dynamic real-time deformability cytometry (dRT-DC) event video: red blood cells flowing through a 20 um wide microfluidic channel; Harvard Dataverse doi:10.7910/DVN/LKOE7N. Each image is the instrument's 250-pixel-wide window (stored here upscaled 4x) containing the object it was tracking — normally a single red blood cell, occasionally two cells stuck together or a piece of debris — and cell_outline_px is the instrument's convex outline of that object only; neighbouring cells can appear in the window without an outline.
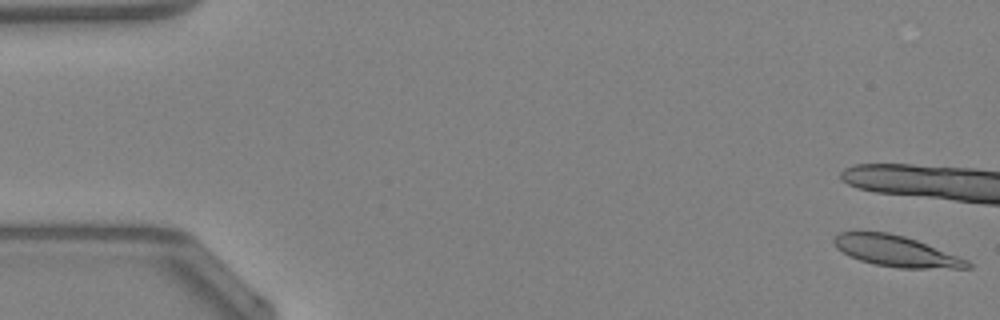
{"species": "Egyptian fruit bat (a non-hibernating species)", "species_latin": "Rousettus aegyptiacus", "temperature_condition": "warm", "stored_images_in_passage": 10, "camera_frame_rate_fps": 3000, "um_per_image_px": 0.085, "animal": {"sex": "female"}, "frame": {"image": 1, "passage_image": 1, "time_ms": 0.0, "image_size_px": [1000, 320], "cell_outline_px": [[972, 268], [900, 268], [876, 264], [860, 260], [836, 248], [832, 240], [840, 232], [888, 232], [904, 236], [916, 240], [968, 260], [972, 264]], "centroid_in_image_um": [76.18, 21.35], "position_along_channel_um": 8.8, "area_um2": 23.64}}